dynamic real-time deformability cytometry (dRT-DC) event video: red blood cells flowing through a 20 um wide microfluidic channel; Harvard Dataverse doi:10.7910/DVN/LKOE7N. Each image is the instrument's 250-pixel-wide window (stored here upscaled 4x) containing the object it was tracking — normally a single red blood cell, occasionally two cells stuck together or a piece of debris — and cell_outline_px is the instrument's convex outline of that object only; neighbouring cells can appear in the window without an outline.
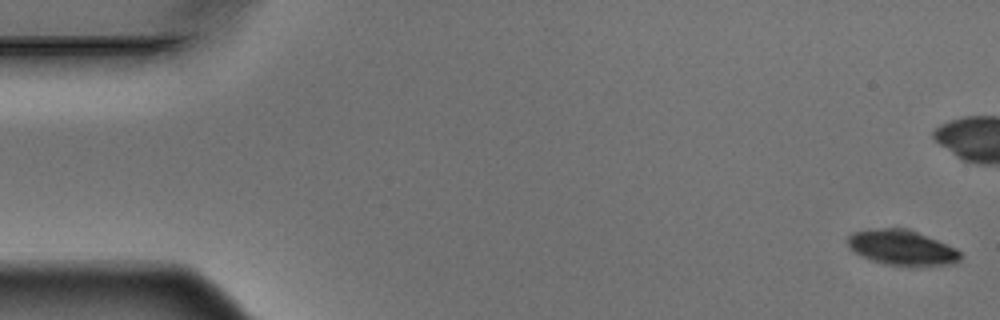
{"species": "Egyptian fruit bat (a non-hibernating species)", "species_latin": "Rousettus aegyptiacus", "temperature_condition": "warm", "stored_images_in_passage": 6, "camera_frame_rate_fps": 3000, "um_per_image_px": 0.085, "animal": {"sex": "male"}, "frame": {"image": 1, "passage_image": 1, "time_ms": 0.0, "image_size_px": [1000, 320], "cell_outline_px": [[960, 260], [956, 264], [920, 268], [908, 268], [884, 264], [860, 256], [848, 248], [848, 236], [852, 232], [868, 228], [900, 228], [916, 232], [956, 248], [960, 252]], "centroid_in_image_um": [76.66, 21.1], "position_along_channel_um": 8.3, "area_um2": 23.81}}